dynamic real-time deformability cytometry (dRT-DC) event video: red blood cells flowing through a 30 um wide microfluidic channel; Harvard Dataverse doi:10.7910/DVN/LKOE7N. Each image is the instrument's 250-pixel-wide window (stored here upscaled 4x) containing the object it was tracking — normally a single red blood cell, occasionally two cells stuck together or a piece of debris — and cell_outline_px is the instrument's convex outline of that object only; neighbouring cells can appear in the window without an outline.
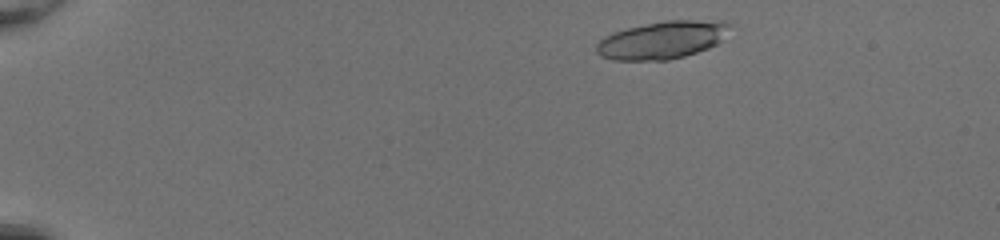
{"species": "common noctule bat (a hibernating species)", "species_latin": "Nyctalus noctula", "temperature_condition": "room temperature", "stored_images_in_passage": 45, "camera_frame_rate_fps": 3000, "um_per_image_px": 0.085, "animal": {"sex": "female", "body_mass_g": 20.0, "forearm_length_mm": 54.0}, "frame": {"image": 1, "passage_image": 3, "time_ms": 0.667, "image_size_px": [1000, 240], "cell_outline_px": [[732, 24], [720, 40], [716, 44], [708, 48], [684, 56], [668, 60], [612, 60], [600, 56], [596, 52], [596, 44], [604, 36], [612, 32], [628, 28], [664, 20], [724, 20]], "centroid_in_image_um": [56.27, 3.39], "position_along_channel_um": 28.7, "area_um2": 29.3}}
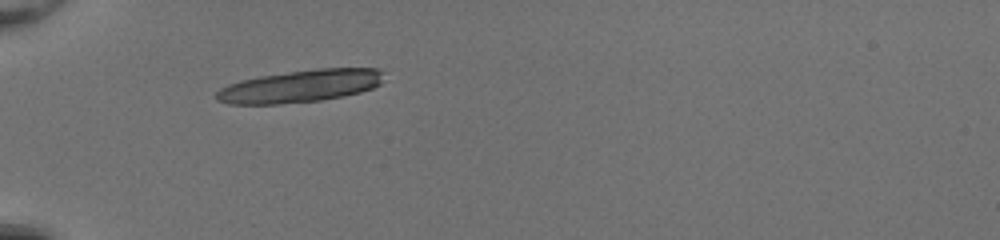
{"frame": {"image": 2, "passage_image": 12, "time_ms": 3.667, "image_size_px": [1000, 240], "cell_outline_px": [[384, 72], [380, 84], [372, 88], [360, 92], [344, 96], [320, 100], [280, 104], [228, 104], [216, 100], [212, 96], [220, 88], [228, 84], [240, 80], [260, 76], [316, 68], [380, 68]], "centroid_in_image_um": [25.5, 7.32], "position_along_channel_um": 59.5, "area_um2": 31.85}}